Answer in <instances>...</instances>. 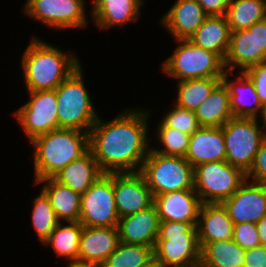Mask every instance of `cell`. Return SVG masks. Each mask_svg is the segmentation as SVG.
<instances>
[{
  "instance_id": "4",
  "label": "cell",
  "mask_w": 266,
  "mask_h": 267,
  "mask_svg": "<svg viewBox=\"0 0 266 267\" xmlns=\"http://www.w3.org/2000/svg\"><path fill=\"white\" fill-rule=\"evenodd\" d=\"M197 223L161 221L154 259L161 267H200Z\"/></svg>"
},
{
  "instance_id": "15",
  "label": "cell",
  "mask_w": 266,
  "mask_h": 267,
  "mask_svg": "<svg viewBox=\"0 0 266 267\" xmlns=\"http://www.w3.org/2000/svg\"><path fill=\"white\" fill-rule=\"evenodd\" d=\"M160 218L155 205L134 214L119 218V240L126 244L155 247Z\"/></svg>"
},
{
  "instance_id": "21",
  "label": "cell",
  "mask_w": 266,
  "mask_h": 267,
  "mask_svg": "<svg viewBox=\"0 0 266 267\" xmlns=\"http://www.w3.org/2000/svg\"><path fill=\"white\" fill-rule=\"evenodd\" d=\"M266 60L264 51H257L256 23L245 30L233 31L230 37V46L224 60L226 71L244 72L251 66Z\"/></svg>"
},
{
  "instance_id": "30",
  "label": "cell",
  "mask_w": 266,
  "mask_h": 267,
  "mask_svg": "<svg viewBox=\"0 0 266 267\" xmlns=\"http://www.w3.org/2000/svg\"><path fill=\"white\" fill-rule=\"evenodd\" d=\"M226 18L231 32L248 29L266 18V0H230Z\"/></svg>"
},
{
  "instance_id": "36",
  "label": "cell",
  "mask_w": 266,
  "mask_h": 267,
  "mask_svg": "<svg viewBox=\"0 0 266 267\" xmlns=\"http://www.w3.org/2000/svg\"><path fill=\"white\" fill-rule=\"evenodd\" d=\"M233 240L244 250L260 246L255 223L234 224Z\"/></svg>"
},
{
  "instance_id": "28",
  "label": "cell",
  "mask_w": 266,
  "mask_h": 267,
  "mask_svg": "<svg viewBox=\"0 0 266 267\" xmlns=\"http://www.w3.org/2000/svg\"><path fill=\"white\" fill-rule=\"evenodd\" d=\"M66 224L60 222L43 242V245L51 246L57 257L67 259L68 263H75L78 262L83 225L79 221L66 222Z\"/></svg>"
},
{
  "instance_id": "40",
  "label": "cell",
  "mask_w": 266,
  "mask_h": 267,
  "mask_svg": "<svg viewBox=\"0 0 266 267\" xmlns=\"http://www.w3.org/2000/svg\"><path fill=\"white\" fill-rule=\"evenodd\" d=\"M208 16H226L230 0H196Z\"/></svg>"
},
{
  "instance_id": "18",
  "label": "cell",
  "mask_w": 266,
  "mask_h": 267,
  "mask_svg": "<svg viewBox=\"0 0 266 267\" xmlns=\"http://www.w3.org/2000/svg\"><path fill=\"white\" fill-rule=\"evenodd\" d=\"M117 227H85L80 237L78 263L102 265L119 244Z\"/></svg>"
},
{
  "instance_id": "39",
  "label": "cell",
  "mask_w": 266,
  "mask_h": 267,
  "mask_svg": "<svg viewBox=\"0 0 266 267\" xmlns=\"http://www.w3.org/2000/svg\"><path fill=\"white\" fill-rule=\"evenodd\" d=\"M243 267H266V246L246 250Z\"/></svg>"
},
{
  "instance_id": "31",
  "label": "cell",
  "mask_w": 266,
  "mask_h": 267,
  "mask_svg": "<svg viewBox=\"0 0 266 267\" xmlns=\"http://www.w3.org/2000/svg\"><path fill=\"white\" fill-rule=\"evenodd\" d=\"M222 81V78H202L176 81L177 97L175 104L179 107L196 111L209 97L213 89Z\"/></svg>"
},
{
  "instance_id": "27",
  "label": "cell",
  "mask_w": 266,
  "mask_h": 267,
  "mask_svg": "<svg viewBox=\"0 0 266 267\" xmlns=\"http://www.w3.org/2000/svg\"><path fill=\"white\" fill-rule=\"evenodd\" d=\"M195 115L201 127H222L233 118L229 91L223 81L213 89L209 97L196 109Z\"/></svg>"
},
{
  "instance_id": "24",
  "label": "cell",
  "mask_w": 266,
  "mask_h": 267,
  "mask_svg": "<svg viewBox=\"0 0 266 267\" xmlns=\"http://www.w3.org/2000/svg\"><path fill=\"white\" fill-rule=\"evenodd\" d=\"M103 174L94 155L88 150L84 155L70 162L53 178L82 195Z\"/></svg>"
},
{
  "instance_id": "20",
  "label": "cell",
  "mask_w": 266,
  "mask_h": 267,
  "mask_svg": "<svg viewBox=\"0 0 266 267\" xmlns=\"http://www.w3.org/2000/svg\"><path fill=\"white\" fill-rule=\"evenodd\" d=\"M193 167L214 161H226L222 127H200L191 136L184 157Z\"/></svg>"
},
{
  "instance_id": "11",
  "label": "cell",
  "mask_w": 266,
  "mask_h": 267,
  "mask_svg": "<svg viewBox=\"0 0 266 267\" xmlns=\"http://www.w3.org/2000/svg\"><path fill=\"white\" fill-rule=\"evenodd\" d=\"M85 0H27L24 14L54 30L88 27Z\"/></svg>"
},
{
  "instance_id": "42",
  "label": "cell",
  "mask_w": 266,
  "mask_h": 267,
  "mask_svg": "<svg viewBox=\"0 0 266 267\" xmlns=\"http://www.w3.org/2000/svg\"><path fill=\"white\" fill-rule=\"evenodd\" d=\"M257 233L261 246H266V216L256 223Z\"/></svg>"
},
{
  "instance_id": "8",
  "label": "cell",
  "mask_w": 266,
  "mask_h": 267,
  "mask_svg": "<svg viewBox=\"0 0 266 267\" xmlns=\"http://www.w3.org/2000/svg\"><path fill=\"white\" fill-rule=\"evenodd\" d=\"M226 161L247 174L266 138L264 127L254 118L233 117L223 126Z\"/></svg>"
},
{
  "instance_id": "14",
  "label": "cell",
  "mask_w": 266,
  "mask_h": 267,
  "mask_svg": "<svg viewBox=\"0 0 266 267\" xmlns=\"http://www.w3.org/2000/svg\"><path fill=\"white\" fill-rule=\"evenodd\" d=\"M113 187L119 218L154 204V196L139 172L113 173Z\"/></svg>"
},
{
  "instance_id": "22",
  "label": "cell",
  "mask_w": 266,
  "mask_h": 267,
  "mask_svg": "<svg viewBox=\"0 0 266 267\" xmlns=\"http://www.w3.org/2000/svg\"><path fill=\"white\" fill-rule=\"evenodd\" d=\"M196 227L201 250L209 242L233 239L234 223L222 204H202Z\"/></svg>"
},
{
  "instance_id": "38",
  "label": "cell",
  "mask_w": 266,
  "mask_h": 267,
  "mask_svg": "<svg viewBox=\"0 0 266 267\" xmlns=\"http://www.w3.org/2000/svg\"><path fill=\"white\" fill-rule=\"evenodd\" d=\"M246 178L252 182L266 183V138L261 143Z\"/></svg>"
},
{
  "instance_id": "12",
  "label": "cell",
  "mask_w": 266,
  "mask_h": 267,
  "mask_svg": "<svg viewBox=\"0 0 266 267\" xmlns=\"http://www.w3.org/2000/svg\"><path fill=\"white\" fill-rule=\"evenodd\" d=\"M29 99L13 116L29 142L35 137L58 129L57 99L54 90L28 91Z\"/></svg>"
},
{
  "instance_id": "44",
  "label": "cell",
  "mask_w": 266,
  "mask_h": 267,
  "mask_svg": "<svg viewBox=\"0 0 266 267\" xmlns=\"http://www.w3.org/2000/svg\"><path fill=\"white\" fill-rule=\"evenodd\" d=\"M66 267H102V265L97 264H83V263H69Z\"/></svg>"
},
{
  "instance_id": "3",
  "label": "cell",
  "mask_w": 266,
  "mask_h": 267,
  "mask_svg": "<svg viewBox=\"0 0 266 267\" xmlns=\"http://www.w3.org/2000/svg\"><path fill=\"white\" fill-rule=\"evenodd\" d=\"M34 150V182L53 178L89 150V133L59 128L29 142Z\"/></svg>"
},
{
  "instance_id": "33",
  "label": "cell",
  "mask_w": 266,
  "mask_h": 267,
  "mask_svg": "<svg viewBox=\"0 0 266 267\" xmlns=\"http://www.w3.org/2000/svg\"><path fill=\"white\" fill-rule=\"evenodd\" d=\"M31 206H33L31 215L32 225L36 231L39 243L43 244L60 221L54 213L49 198L42 190L33 199Z\"/></svg>"
},
{
  "instance_id": "9",
  "label": "cell",
  "mask_w": 266,
  "mask_h": 267,
  "mask_svg": "<svg viewBox=\"0 0 266 267\" xmlns=\"http://www.w3.org/2000/svg\"><path fill=\"white\" fill-rule=\"evenodd\" d=\"M246 180V174L227 161H214L194 167V189L202 204H221Z\"/></svg>"
},
{
  "instance_id": "23",
  "label": "cell",
  "mask_w": 266,
  "mask_h": 267,
  "mask_svg": "<svg viewBox=\"0 0 266 267\" xmlns=\"http://www.w3.org/2000/svg\"><path fill=\"white\" fill-rule=\"evenodd\" d=\"M230 74L234 73L226 71L222 81L229 91L233 117L257 119L262 104L259 101L253 82L244 72H240V75L235 76L237 78L233 80L229 79Z\"/></svg>"
},
{
  "instance_id": "43",
  "label": "cell",
  "mask_w": 266,
  "mask_h": 267,
  "mask_svg": "<svg viewBox=\"0 0 266 267\" xmlns=\"http://www.w3.org/2000/svg\"><path fill=\"white\" fill-rule=\"evenodd\" d=\"M260 118V119H258ZM257 120H259V123H262L261 125L264 127V130L266 131V102L261 105L260 113L257 117ZM261 120V121H260Z\"/></svg>"
},
{
  "instance_id": "16",
  "label": "cell",
  "mask_w": 266,
  "mask_h": 267,
  "mask_svg": "<svg viewBox=\"0 0 266 267\" xmlns=\"http://www.w3.org/2000/svg\"><path fill=\"white\" fill-rule=\"evenodd\" d=\"M208 17L196 0H175L161 17V26L172 34L173 39H189Z\"/></svg>"
},
{
  "instance_id": "45",
  "label": "cell",
  "mask_w": 266,
  "mask_h": 267,
  "mask_svg": "<svg viewBox=\"0 0 266 267\" xmlns=\"http://www.w3.org/2000/svg\"><path fill=\"white\" fill-rule=\"evenodd\" d=\"M145 267H161L160 264L154 259L151 263L146 265Z\"/></svg>"
},
{
  "instance_id": "26",
  "label": "cell",
  "mask_w": 266,
  "mask_h": 267,
  "mask_svg": "<svg viewBox=\"0 0 266 267\" xmlns=\"http://www.w3.org/2000/svg\"><path fill=\"white\" fill-rule=\"evenodd\" d=\"M230 37L231 29L226 16H208L189 39L195 45L214 52L225 60Z\"/></svg>"
},
{
  "instance_id": "7",
  "label": "cell",
  "mask_w": 266,
  "mask_h": 267,
  "mask_svg": "<svg viewBox=\"0 0 266 267\" xmlns=\"http://www.w3.org/2000/svg\"><path fill=\"white\" fill-rule=\"evenodd\" d=\"M139 173L153 196L194 189V167L181 156L164 155L151 148Z\"/></svg>"
},
{
  "instance_id": "25",
  "label": "cell",
  "mask_w": 266,
  "mask_h": 267,
  "mask_svg": "<svg viewBox=\"0 0 266 267\" xmlns=\"http://www.w3.org/2000/svg\"><path fill=\"white\" fill-rule=\"evenodd\" d=\"M34 184H42L40 189L49 198L54 213L60 222L79 221L81 204L80 194L60 184L54 178H46Z\"/></svg>"
},
{
  "instance_id": "5",
  "label": "cell",
  "mask_w": 266,
  "mask_h": 267,
  "mask_svg": "<svg viewBox=\"0 0 266 267\" xmlns=\"http://www.w3.org/2000/svg\"><path fill=\"white\" fill-rule=\"evenodd\" d=\"M83 72L80 65L55 89L58 129H77L89 133L99 117L85 85Z\"/></svg>"
},
{
  "instance_id": "19",
  "label": "cell",
  "mask_w": 266,
  "mask_h": 267,
  "mask_svg": "<svg viewBox=\"0 0 266 267\" xmlns=\"http://www.w3.org/2000/svg\"><path fill=\"white\" fill-rule=\"evenodd\" d=\"M91 19L99 30L136 22L144 0H92Z\"/></svg>"
},
{
  "instance_id": "17",
  "label": "cell",
  "mask_w": 266,
  "mask_h": 267,
  "mask_svg": "<svg viewBox=\"0 0 266 267\" xmlns=\"http://www.w3.org/2000/svg\"><path fill=\"white\" fill-rule=\"evenodd\" d=\"M160 221L197 223L202 202L195 190H178L154 197Z\"/></svg>"
},
{
  "instance_id": "6",
  "label": "cell",
  "mask_w": 266,
  "mask_h": 267,
  "mask_svg": "<svg viewBox=\"0 0 266 267\" xmlns=\"http://www.w3.org/2000/svg\"><path fill=\"white\" fill-rule=\"evenodd\" d=\"M177 47L162 63V71L176 81L222 78L224 60L214 52L195 45L190 39L176 40Z\"/></svg>"
},
{
  "instance_id": "34",
  "label": "cell",
  "mask_w": 266,
  "mask_h": 267,
  "mask_svg": "<svg viewBox=\"0 0 266 267\" xmlns=\"http://www.w3.org/2000/svg\"><path fill=\"white\" fill-rule=\"evenodd\" d=\"M156 140L162 146L160 149L152 146L154 152L164 155L185 157L190 142V134L168 127L162 120L156 128Z\"/></svg>"
},
{
  "instance_id": "10",
  "label": "cell",
  "mask_w": 266,
  "mask_h": 267,
  "mask_svg": "<svg viewBox=\"0 0 266 267\" xmlns=\"http://www.w3.org/2000/svg\"><path fill=\"white\" fill-rule=\"evenodd\" d=\"M113 173H104L81 195L79 222L85 227H117Z\"/></svg>"
},
{
  "instance_id": "13",
  "label": "cell",
  "mask_w": 266,
  "mask_h": 267,
  "mask_svg": "<svg viewBox=\"0 0 266 267\" xmlns=\"http://www.w3.org/2000/svg\"><path fill=\"white\" fill-rule=\"evenodd\" d=\"M221 204L234 224H256L266 216V183L246 180Z\"/></svg>"
},
{
  "instance_id": "2",
  "label": "cell",
  "mask_w": 266,
  "mask_h": 267,
  "mask_svg": "<svg viewBox=\"0 0 266 267\" xmlns=\"http://www.w3.org/2000/svg\"><path fill=\"white\" fill-rule=\"evenodd\" d=\"M21 67L27 91L54 90L81 64L70 50L33 37L23 50Z\"/></svg>"
},
{
  "instance_id": "37",
  "label": "cell",
  "mask_w": 266,
  "mask_h": 267,
  "mask_svg": "<svg viewBox=\"0 0 266 267\" xmlns=\"http://www.w3.org/2000/svg\"><path fill=\"white\" fill-rule=\"evenodd\" d=\"M244 73L251 79L261 104L266 102V60L251 66Z\"/></svg>"
},
{
  "instance_id": "35",
  "label": "cell",
  "mask_w": 266,
  "mask_h": 267,
  "mask_svg": "<svg viewBox=\"0 0 266 267\" xmlns=\"http://www.w3.org/2000/svg\"><path fill=\"white\" fill-rule=\"evenodd\" d=\"M174 108L166 112L162 121L171 128L192 135L201 126L194 111L172 104Z\"/></svg>"
},
{
  "instance_id": "1",
  "label": "cell",
  "mask_w": 266,
  "mask_h": 267,
  "mask_svg": "<svg viewBox=\"0 0 266 267\" xmlns=\"http://www.w3.org/2000/svg\"><path fill=\"white\" fill-rule=\"evenodd\" d=\"M147 110L125 108L110 121L98 117L89 131V150L103 173L140 171L151 148Z\"/></svg>"
},
{
  "instance_id": "29",
  "label": "cell",
  "mask_w": 266,
  "mask_h": 267,
  "mask_svg": "<svg viewBox=\"0 0 266 267\" xmlns=\"http://www.w3.org/2000/svg\"><path fill=\"white\" fill-rule=\"evenodd\" d=\"M245 252L233 239L209 242L201 250L200 267H243Z\"/></svg>"
},
{
  "instance_id": "41",
  "label": "cell",
  "mask_w": 266,
  "mask_h": 267,
  "mask_svg": "<svg viewBox=\"0 0 266 267\" xmlns=\"http://www.w3.org/2000/svg\"><path fill=\"white\" fill-rule=\"evenodd\" d=\"M257 51L266 53V18L256 23Z\"/></svg>"
},
{
  "instance_id": "32",
  "label": "cell",
  "mask_w": 266,
  "mask_h": 267,
  "mask_svg": "<svg viewBox=\"0 0 266 267\" xmlns=\"http://www.w3.org/2000/svg\"><path fill=\"white\" fill-rule=\"evenodd\" d=\"M154 260V247L119 242L102 267H145Z\"/></svg>"
}]
</instances>
